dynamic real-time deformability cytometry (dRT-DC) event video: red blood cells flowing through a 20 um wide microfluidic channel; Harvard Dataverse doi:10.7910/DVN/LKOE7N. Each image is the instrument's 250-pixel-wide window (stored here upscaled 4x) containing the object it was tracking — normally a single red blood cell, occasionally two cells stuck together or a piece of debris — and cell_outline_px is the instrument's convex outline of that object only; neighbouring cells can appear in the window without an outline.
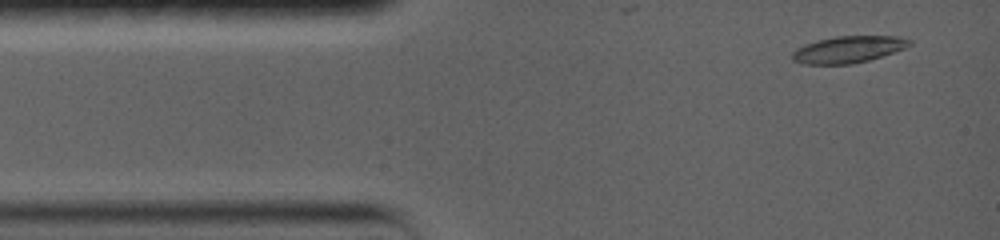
{"species": "common noctule bat (a hibernating species)", "species_latin": "Nyctalus noctula", "temperature_condition": "warm", "stored_images_in_passage": 74, "camera_frame_rate_fps": 5000, "um_per_image_px": 0.085, "animal": {"sex": "female", "body_mass_g": 19.0, "forearm_length_mm": 56.7}, "frame": {"image": 1, "passage_image": 4, "time_ms": 0.6, "image_size_px": [1000, 240], "cell_outline_px": [[912, 44], [904, 48], [880, 56], [848, 64], [808, 64], [796, 60], [792, 56], [792, 52], [796, 48], [804, 44], [816, 40], [836, 36], [896, 36], [908, 40]], "centroid_in_image_um": [72.06, 4.18], "position_along_channel_um": 12.9, "area_um2": 17.74}}
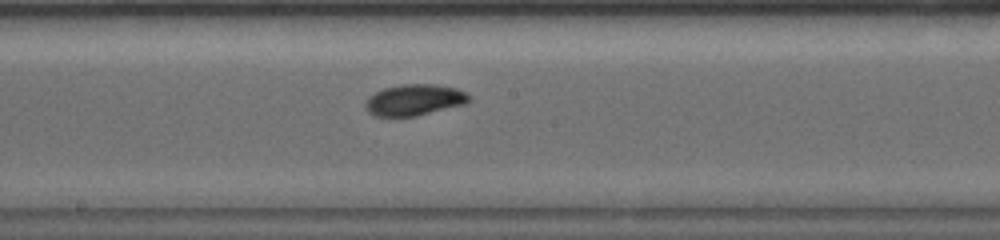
{"frame": {"image": 2, "passage_image": 31, "time_ms": 7.4, "image_size_px": [1000, 240], "cell_outline_px": [[468, 100], [456, 104], [412, 116], [384, 116], [372, 112], [368, 108], [368, 100], [376, 92], [384, 88], [400, 84], [432, 84], [456, 88], [464, 92], [468, 96]], "centroid_in_image_um": [35.19, 8.45], "position_along_channel_um": 213.0, "area_um2": 17.4}}
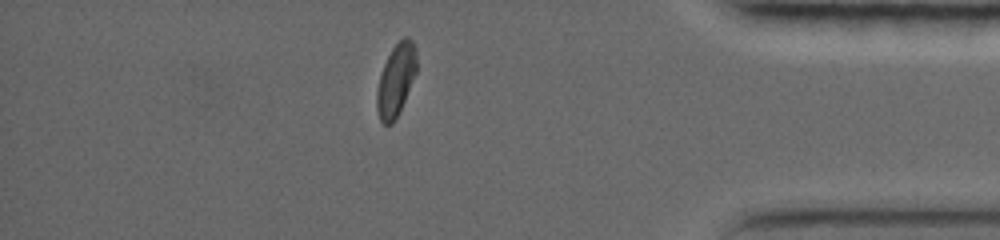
{"frame": {"image": 3, "passage_image": 63, "time_ms": 13.2, "image_size_px": [1000, 240], "cell_outline_px": [[416, 72], [404, 100], [392, 124], [384, 124], [380, 120], [376, 108], [376, 92], [380, 76], [384, 64], [392, 48], [404, 36], [408, 36], [412, 40], [416, 48]], "centroid_in_image_um": [33.65, 6.77], "position_along_channel_um": 401.6, "area_um2": 16.42}, "authors_computed_cell_mechanics": {"area_um2": 16.8776, "velocity_mm_per_s": 3.7782, "shape_relaxation_time_tau1_ms": 3.7314, "shape_relaxation_time_tau2_ms": 8.613, "deformation_change_tau1": 0.1372, "deformation_change_tau2": 0.1132}}